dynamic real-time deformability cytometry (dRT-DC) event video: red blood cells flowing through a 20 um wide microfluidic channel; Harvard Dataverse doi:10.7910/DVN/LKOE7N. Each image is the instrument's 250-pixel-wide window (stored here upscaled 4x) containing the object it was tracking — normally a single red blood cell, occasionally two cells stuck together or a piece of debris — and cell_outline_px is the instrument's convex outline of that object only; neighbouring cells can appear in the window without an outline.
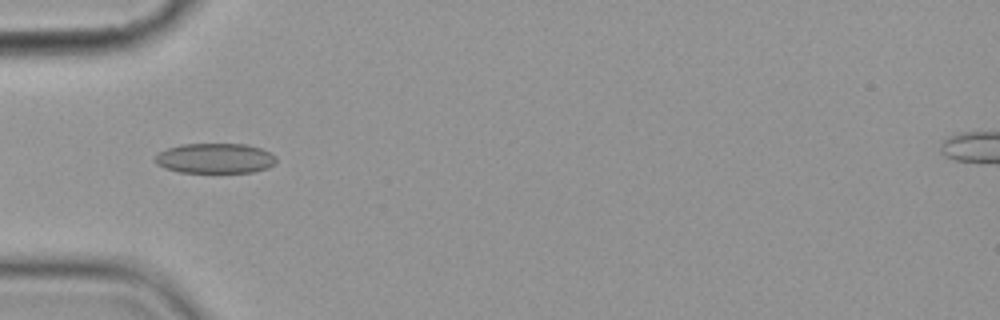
{"species": "common noctule bat (a hibernating species)", "species_latin": "Nyctalus noctula", "temperature_condition": "cold", "stored_images_in_passage": 8, "camera_frame_rate_fps": 3000, "um_per_image_px": 0.085, "animal": {"sex": "female", "body_mass_g": 19.9}, "frame": {"image": 1, "passage_image": 5, "time_ms": 4.667, "image_size_px": [1000, 320], "cell_outline_px": [[276, 160], [268, 168], [252, 172], [180, 172], [164, 168], [156, 164], [156, 156], [160, 152], [168, 148], [180, 144], [244, 144], [260, 148], [276, 156]], "centroid_in_image_um": [18.27, 13.46], "position_along_channel_um": 66.7, "area_um2": 21.04}}
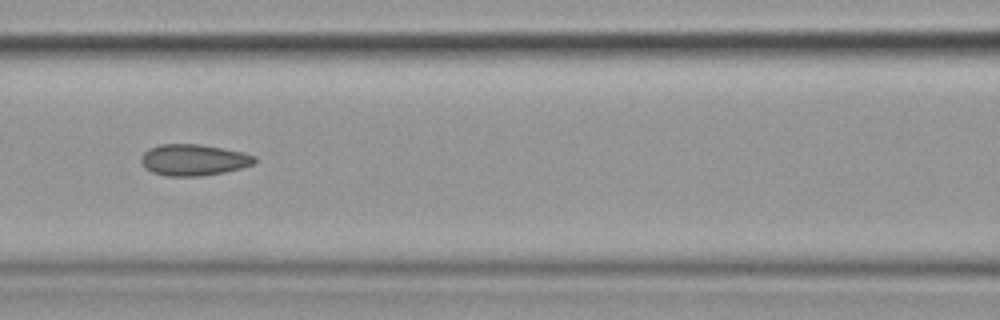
{"frame": {"image": 2, "passage_image": 7, "time_ms": 7.0, "image_size_px": [1000, 320], "cell_outline_px": [[256, 164], [224, 172], [200, 176], [168, 176], [152, 172], [144, 168], [140, 160], [140, 156], [144, 152], [160, 144], [200, 144], [224, 148], [244, 152], [256, 156]], "centroid_in_image_um": [16.47, 13.59], "position_along_channel_um": 150.1, "area_um2": 20.87}}
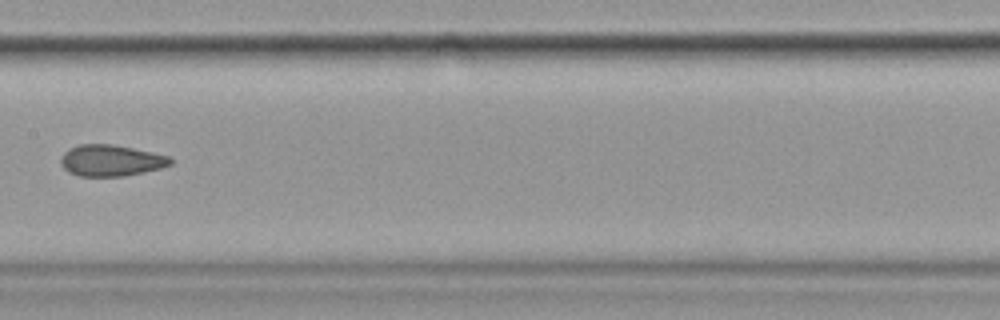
{"frame": {"image": 3, "passage_image": 8, "time_ms": 8.333, "image_size_px": [1000, 320], "cell_outline_px": [[172, 164], [160, 168], [144, 172], [124, 176], [80, 176], [68, 172], [60, 164], [60, 160], [64, 152], [68, 148], [80, 144], [112, 144], [132, 148], [168, 156], [172, 160]], "centroid_in_image_um": [9.39, 13.64], "position_along_channel_um": 198.0, "area_um2": 19.94}}